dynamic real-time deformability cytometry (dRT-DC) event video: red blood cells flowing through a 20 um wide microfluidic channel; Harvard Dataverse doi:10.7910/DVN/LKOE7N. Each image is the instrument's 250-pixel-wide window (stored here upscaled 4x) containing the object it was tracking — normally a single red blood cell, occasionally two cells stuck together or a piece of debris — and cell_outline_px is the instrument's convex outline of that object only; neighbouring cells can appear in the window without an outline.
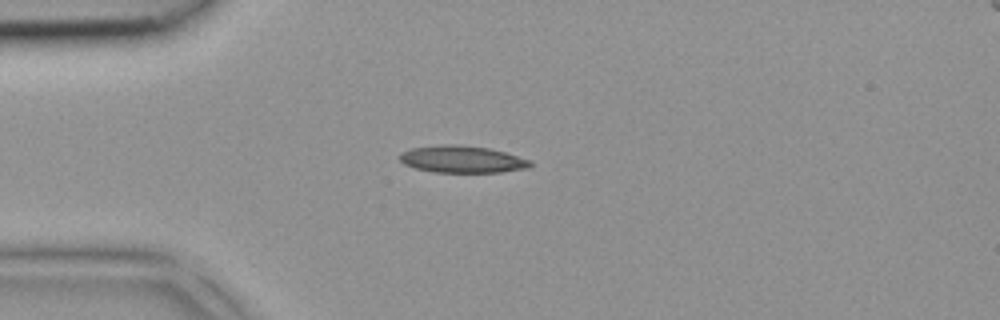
{"species": "common noctule bat (a hibernating species)", "species_latin": "Nyctalus noctula", "temperature_condition": "room temperature", "stored_images_in_passage": 32, "camera_frame_rate_fps": 3000, "um_per_image_px": 0.085, "animal": {"sex": "female", "body_mass_g": 18.4}, "frame": {"image": 1, "passage_image": 1, "time_ms": 0.0, "image_size_px": [1000, 320], "cell_outline_px": [[532, 164], [528, 168], [500, 172], [436, 172], [416, 168], [404, 164], [400, 160], [400, 152], [412, 148], [440, 144], [456, 144], [488, 148], [504, 152], [532, 160]], "centroid_in_image_um": [39.28, 13.53], "position_along_channel_um": 45.7, "area_um2": 20.52}}
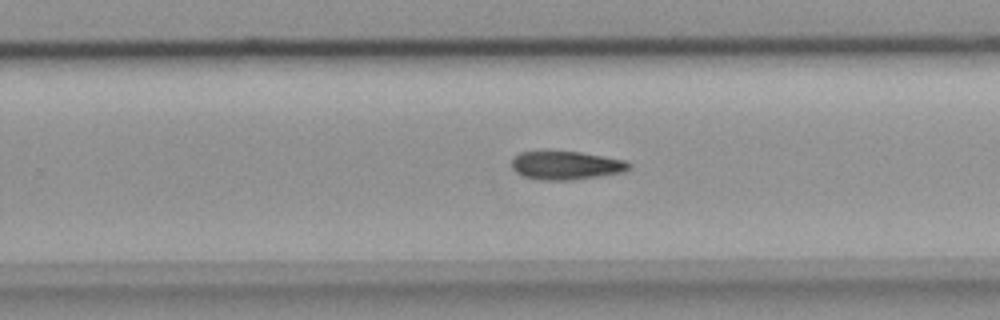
{"frame": {"image": 2, "passage_image": 17, "time_ms": 5.333, "image_size_px": [1000, 320], "cell_outline_px": [[632, 168], [624, 172], [572, 180], [548, 180], [524, 176], [516, 172], [512, 168], [512, 156], [520, 152], [580, 152], [628, 160], [632, 164]], "centroid_in_image_um": [48.18, 14.05], "position_along_channel_um": 281.6, "area_um2": 19.42}}
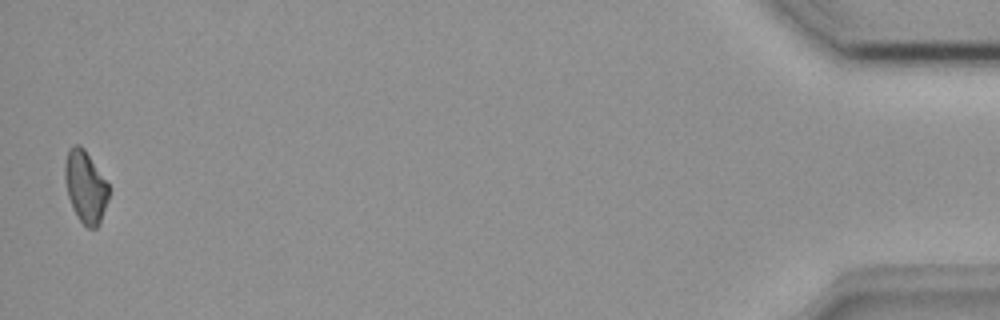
{"frame": {"image": 3, "passage_image": 32, "time_ms": 10.333, "image_size_px": [1000, 320], "cell_outline_px": [[108, 200], [100, 224], [96, 228], [88, 228], [80, 220], [72, 208], [68, 196], [64, 176], [64, 164], [68, 148], [72, 144], [80, 144], [84, 148], [108, 184]], "centroid_in_image_um": [7.24, 15.85], "position_along_channel_um": 428.0, "area_um2": 18.44}}